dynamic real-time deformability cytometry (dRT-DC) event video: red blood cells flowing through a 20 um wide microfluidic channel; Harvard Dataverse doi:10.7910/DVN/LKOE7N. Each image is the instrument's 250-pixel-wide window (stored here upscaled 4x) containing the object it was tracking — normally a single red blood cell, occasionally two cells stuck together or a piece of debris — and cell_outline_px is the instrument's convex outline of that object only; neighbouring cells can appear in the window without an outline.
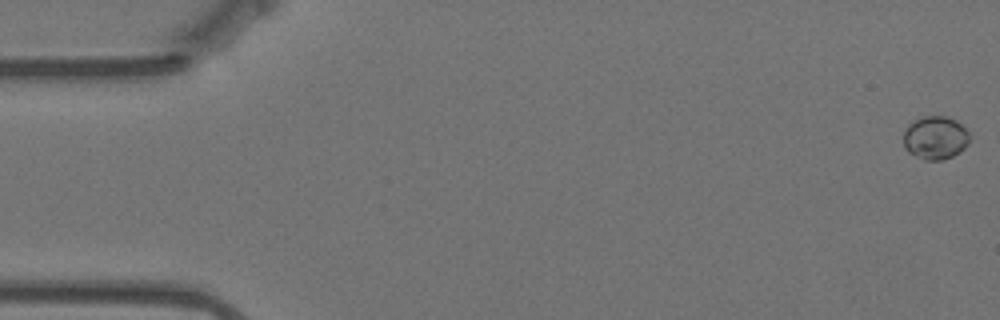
{"species": "Egyptian fruit bat (a non-hibernating species)", "species_latin": "Rousettus aegyptiacus", "temperature_condition": "warm", "stored_images_in_passage": 23, "camera_frame_rate_fps": 3000, "um_per_image_px": 0.085, "animal": {"sex": "female"}, "frame": {"image": 1, "passage_image": 1, "time_ms": 0.0, "image_size_px": [1000, 320], "cell_outline_px": [[968, 144], [960, 152], [952, 156], [940, 160], [924, 160], [908, 152], [904, 148], [904, 132], [908, 124], [924, 116], [944, 116], [956, 120], [968, 132]], "centroid_in_image_um": [79.48, 11.72], "position_along_channel_um": 5.5, "area_um2": 16.53}}
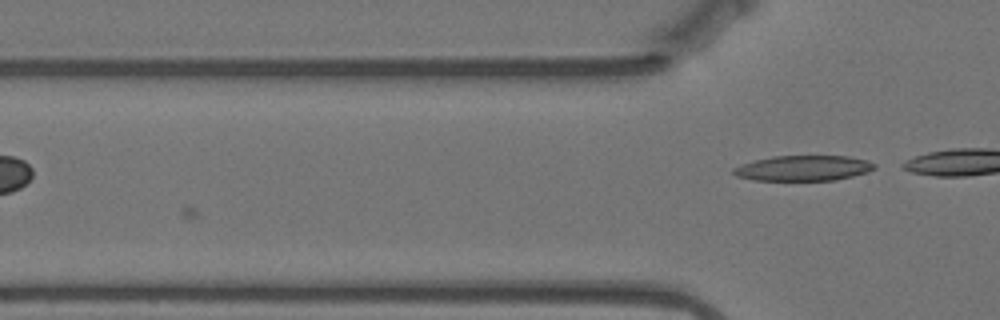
{"frame": {"image": 2, "passage_image": 23, "time_ms": 7.333, "image_size_px": [1000, 320], "cell_outline_px": [[876, 168], [868, 172], [836, 180], [752, 180], [736, 176], [732, 172], [732, 168], [740, 164], [772, 156], [848, 156], [868, 160], [876, 164]], "centroid_in_image_um": [68.28, 14.29], "position_along_channel_um": 57.5, "area_um2": 20.92}}